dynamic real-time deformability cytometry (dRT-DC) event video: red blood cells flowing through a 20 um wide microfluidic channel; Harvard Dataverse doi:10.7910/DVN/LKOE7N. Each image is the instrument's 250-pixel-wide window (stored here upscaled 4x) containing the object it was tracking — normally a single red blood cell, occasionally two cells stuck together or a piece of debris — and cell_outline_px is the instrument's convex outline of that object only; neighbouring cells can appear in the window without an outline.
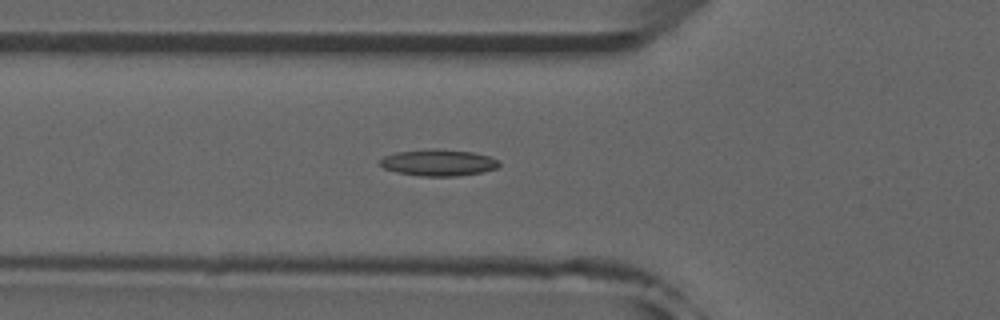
{"species": "common noctule bat (a hibernating species)", "species_latin": "Nyctalus noctula", "temperature_condition": "room temperature", "stored_images_in_passage": 7, "camera_frame_rate_fps": 3000, "um_per_image_px": 0.085, "animal": {"sex": "male", "forearm_length_mm": 52.5}, "frame": {"image": 1, "passage_image": 6, "time_ms": 1.667, "image_size_px": [1000, 320], "cell_outline_px": [[500, 164], [496, 168], [484, 172], [456, 176], [420, 176], [400, 172], [384, 168], [380, 164], [380, 160], [384, 156], [396, 152], [436, 148], [472, 152], [488, 156], [500, 160]], "centroid_in_image_um": [37.3, 13.82], "position_along_channel_um": 88.5, "area_um2": 18.32}}